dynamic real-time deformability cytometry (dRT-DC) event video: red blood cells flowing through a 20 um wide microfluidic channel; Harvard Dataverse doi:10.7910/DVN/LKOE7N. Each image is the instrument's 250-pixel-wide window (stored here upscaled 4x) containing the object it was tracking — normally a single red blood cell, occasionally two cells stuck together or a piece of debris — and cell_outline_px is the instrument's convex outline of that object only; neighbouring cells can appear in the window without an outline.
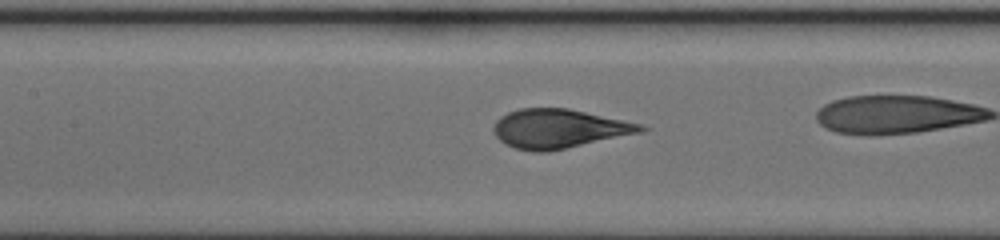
{"species": "human", "species_latin": "Homo sapiens", "temperature_condition": "cold", "stored_images_in_passage": 29, "camera_frame_rate_fps": 3000, "um_per_image_px": 0.085, "donor": {"sex": "female"}, "frame": {"image": 1, "passage_image": 13, "time_ms": 4.0, "image_size_px": [1000, 240], "cell_outline_px": [[648, 128], [640, 132], [548, 152], [532, 152], [516, 148], [504, 144], [496, 136], [492, 128], [496, 120], [500, 116], [508, 112], [520, 108], [568, 108], [640, 124]], "centroid_in_image_um": [47.43, 10.94], "position_along_channel_um": 160.0, "area_um2": 33.18}}